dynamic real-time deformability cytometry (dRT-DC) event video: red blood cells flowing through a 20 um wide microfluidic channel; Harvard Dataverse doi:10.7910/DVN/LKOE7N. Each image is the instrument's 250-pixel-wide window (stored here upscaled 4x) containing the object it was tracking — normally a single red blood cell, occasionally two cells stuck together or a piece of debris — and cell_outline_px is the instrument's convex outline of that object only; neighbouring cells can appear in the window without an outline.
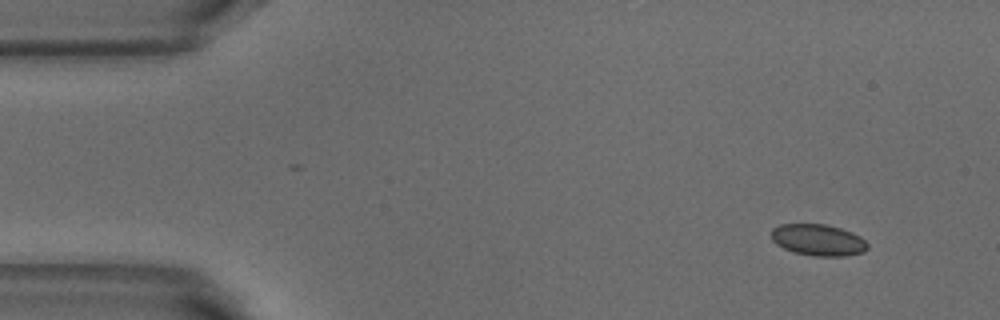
{"species": "common noctule bat (a hibernating species)", "species_latin": "Nyctalus noctula", "temperature_condition": "warm", "stored_images_in_passage": 48, "camera_frame_rate_fps": 3000, "um_per_image_px": 0.085, "animal": {"sex": "male", "body_mass_g": 18.8}, "frame": {"image": 1, "passage_image": 1, "time_ms": 0.0, "image_size_px": [1000, 320], "cell_outline_px": [[868, 248], [864, 252], [844, 256], [816, 256], [792, 252], [776, 244], [772, 240], [772, 228], [780, 224], [824, 224], [840, 228], [852, 232], [860, 236], [868, 244]], "centroid_in_image_um": [69.54, 20.4], "position_along_channel_um": 15.5, "area_um2": 17.69}}
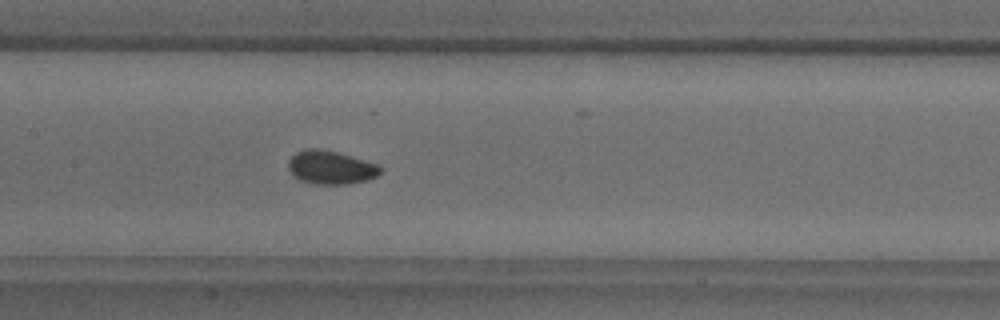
{"frame": {"image": 2, "passage_image": 21, "time_ms": 6.667, "image_size_px": [1000, 320], "cell_outline_px": [[384, 168], [376, 176], [368, 180], [348, 184], [316, 184], [300, 180], [288, 168], [288, 160], [296, 152], [304, 148], [316, 148], [336, 152], [380, 164]], "centroid_in_image_um": [28.15, 14.23], "position_along_channel_um": 179.3, "area_um2": 17.98}}
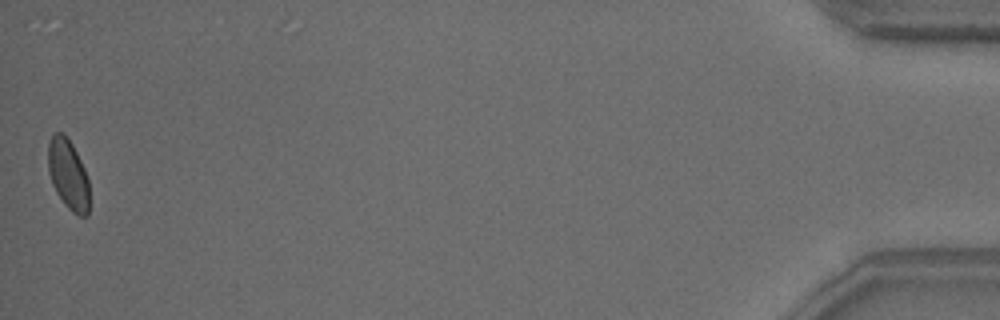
{"frame": {"image": 3, "passage_image": 48, "time_ms": 15.667, "image_size_px": [1000, 320], "cell_outline_px": [[88, 216], [80, 216], [72, 212], [64, 204], [56, 192], [52, 184], [48, 172], [48, 144], [52, 136], [56, 132], [60, 132], [72, 144], [84, 168], [88, 180]], "centroid_in_image_um": [5.78, 14.85], "position_along_channel_um": 429.4, "area_um2": 16.65}, "authors_computed_cell_mechanics": {"area_um2": 17.5712, "velocity_mm_per_s": 3.8633, "shape_relaxation_time_tau1_ms": 2.5005, "shape_relaxation_time_tau2_ms": 1.6016, "deformation_change_tau1": 0.0657, "deformation_change_tau2": 0.0426}}